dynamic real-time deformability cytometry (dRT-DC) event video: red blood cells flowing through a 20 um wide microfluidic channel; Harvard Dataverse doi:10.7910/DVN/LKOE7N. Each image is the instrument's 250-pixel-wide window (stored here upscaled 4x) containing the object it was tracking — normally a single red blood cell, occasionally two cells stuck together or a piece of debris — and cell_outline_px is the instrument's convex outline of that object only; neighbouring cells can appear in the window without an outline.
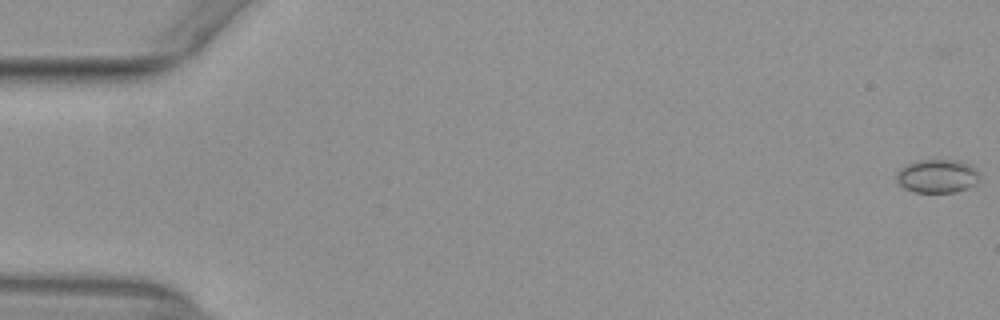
{"species": "common noctule bat (a hibernating species)", "species_latin": "Nyctalus noctula", "temperature_condition": "warm", "stored_images_in_passage": 54, "camera_frame_rate_fps": 3000, "um_per_image_px": 0.085, "animal": {"sex": "female", "body_mass_g": 29.2, "forearm_length_mm": 56.3}, "frame": {"image": 1, "passage_image": 1, "time_ms": 0.0, "image_size_px": [1000, 320], "cell_outline_px": [[976, 184], [968, 188], [956, 192], [912, 192], [904, 188], [896, 180], [896, 176], [900, 168], [908, 164], [920, 160], [956, 160], [968, 164], [976, 168]], "centroid_in_image_um": [79.63, 14.98], "position_along_channel_um": 5.4, "area_um2": 16.01}}
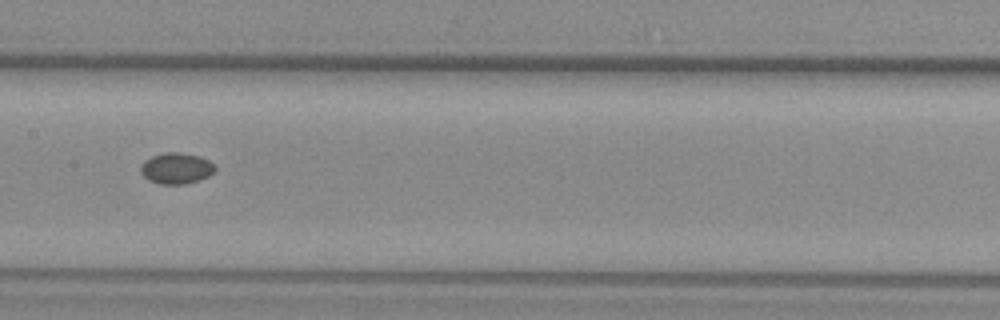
{"frame": {"image": 2, "passage_image": 28, "time_ms": 9.0, "image_size_px": [1000, 320], "cell_outline_px": [[216, 172], [200, 180], [184, 184], [160, 184], [148, 180], [140, 172], [140, 168], [144, 160], [152, 156], [164, 152], [180, 152], [200, 156], [216, 164]], "centroid_in_image_um": [15.01, 14.3], "position_along_channel_um": 192.4, "area_um2": 13.7}}
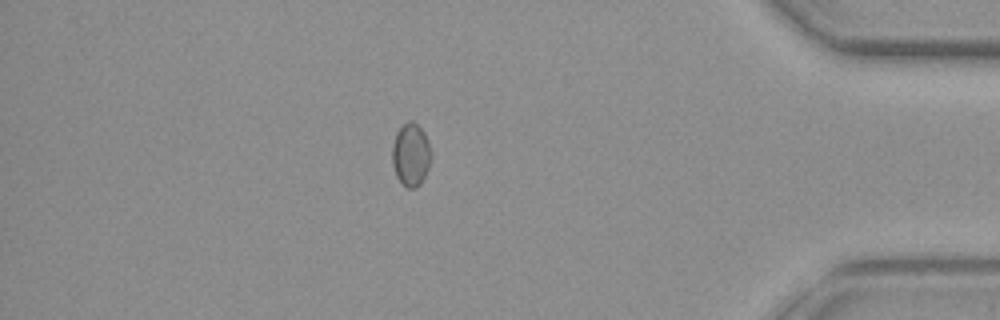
{"frame": {"image": 3, "passage_image": 47, "time_ms": 15.333, "image_size_px": [1000, 320], "cell_outline_px": [[432, 156], [428, 168], [420, 184], [416, 188], [408, 188], [396, 176], [392, 164], [392, 144], [396, 132], [408, 120], [412, 120], [424, 132], [428, 140], [432, 152]], "centroid_in_image_um": [34.93, 13.13], "position_along_channel_um": 400.3, "area_um2": 14.33}}